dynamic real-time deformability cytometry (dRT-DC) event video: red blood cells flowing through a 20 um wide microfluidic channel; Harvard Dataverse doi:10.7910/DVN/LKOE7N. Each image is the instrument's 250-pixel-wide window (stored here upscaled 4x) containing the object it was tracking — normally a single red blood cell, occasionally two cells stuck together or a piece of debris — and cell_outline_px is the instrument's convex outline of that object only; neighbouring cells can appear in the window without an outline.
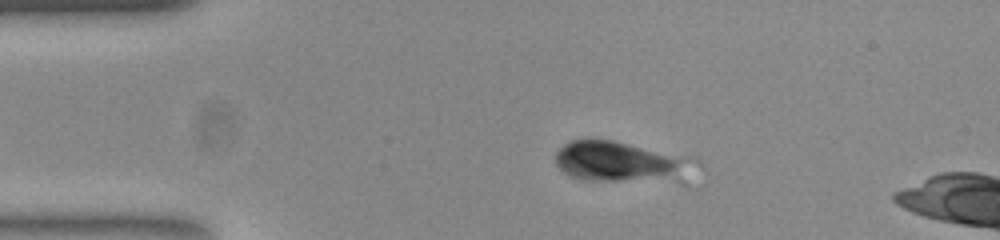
{"species": "common noctule bat (a hibernating species)", "species_latin": "Nyctalus noctula", "temperature_condition": "room temperature", "stored_images_in_passage": 25, "camera_frame_rate_fps": 3000, "um_per_image_px": 0.085, "animal": {"sex": "female", "body_mass_g": 23.0, "forearm_length_mm": 53.4}, "frame": {"image": 1, "passage_image": 10, "time_ms": 3.0, "image_size_px": [1000, 240], "cell_outline_px": [[680, 160], [672, 172], [616, 180], [584, 180], [572, 176], [564, 172], [560, 168], [556, 160], [556, 152], [564, 144], [572, 140], [612, 140]], "centroid_in_image_um": [51.9, 13.66], "position_along_channel_um": 33.1, "area_um2": 26.65}}
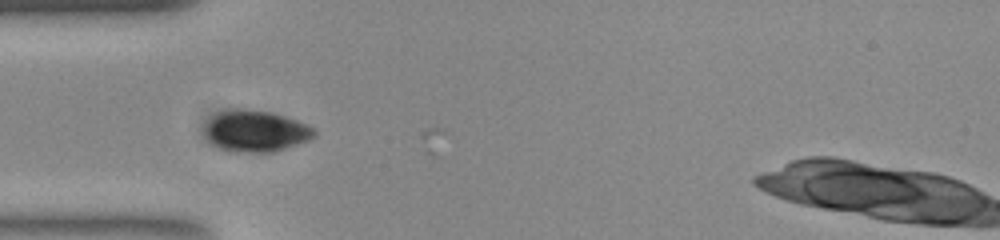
{"frame": {"image": 2, "passage_image": 16, "time_ms": 5.0, "image_size_px": [1000, 240], "cell_outline_px": [[316, 132], [312, 136], [304, 140], [284, 148], [272, 152], [236, 152], [224, 148], [216, 144], [208, 136], [208, 124], [212, 116], [220, 112], [240, 108], [272, 112], [296, 120], [312, 128]], "centroid_in_image_um": [21.76, 11.12], "position_along_channel_um": 63.2, "area_um2": 25.14}}
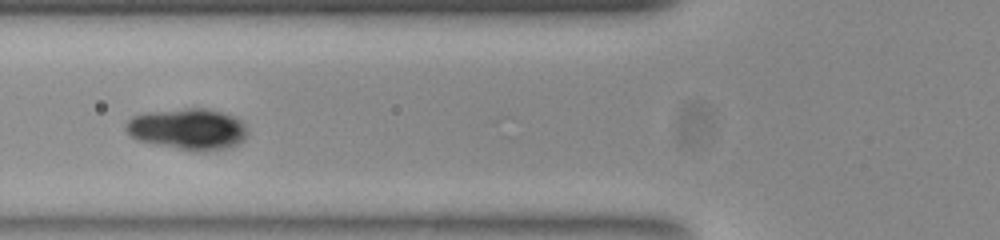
{"frame": {"image": 3, "passage_image": 20, "time_ms": 6.333, "image_size_px": [1000, 240], "cell_outline_px": [[244, 136], [236, 144], [224, 148], [208, 152], [196, 152], [136, 140], [128, 132], [128, 120], [132, 116], [144, 112], [188, 108], [208, 108], [232, 116], [244, 128]], "centroid_in_image_um": [15.89, 10.97], "position_along_channel_um": 109.9, "area_um2": 28.55}}